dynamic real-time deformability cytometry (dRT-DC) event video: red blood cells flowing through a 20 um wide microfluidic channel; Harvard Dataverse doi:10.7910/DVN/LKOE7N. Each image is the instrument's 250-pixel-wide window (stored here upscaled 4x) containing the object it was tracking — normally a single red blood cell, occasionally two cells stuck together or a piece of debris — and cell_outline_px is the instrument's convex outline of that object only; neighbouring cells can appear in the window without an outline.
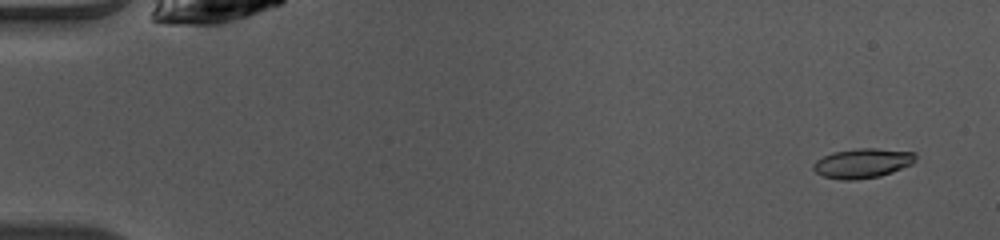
{"species": "common noctule bat (a hibernating species)", "species_latin": "Nyctalus noctula", "temperature_condition": "warm", "stored_images_in_passage": 49, "camera_frame_rate_fps": 3000, "um_per_image_px": 0.085, "animal": {"sex": "female", "body_mass_g": 10.0, "forearm_length_mm": 53.1}, "frame": {"image": 1, "passage_image": 3, "time_ms": 0.667, "image_size_px": [1000, 240], "cell_outline_px": [[916, 160], [912, 164], [892, 172], [880, 176], [856, 180], [840, 180], [824, 176], [816, 172], [812, 168], [812, 164], [816, 160], [832, 152], [856, 148], [876, 148], [916, 152]], "centroid_in_image_um": [73.32, 13.87], "position_along_channel_um": 11.7, "area_um2": 17.8}}
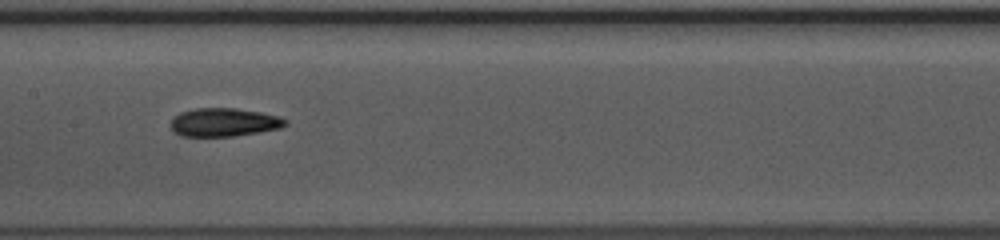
{"frame": {"image": 2, "passage_image": 25, "time_ms": 8.0, "image_size_px": [1000, 240], "cell_outline_px": [[288, 124], [280, 128], [260, 132], [232, 136], [180, 136], [172, 128], [172, 120], [180, 112], [196, 108], [236, 108], [260, 112], [276, 116], [288, 120]], "centroid_in_image_um": [19.07, 10.39], "position_along_channel_um": 188.3, "area_um2": 18.79}}
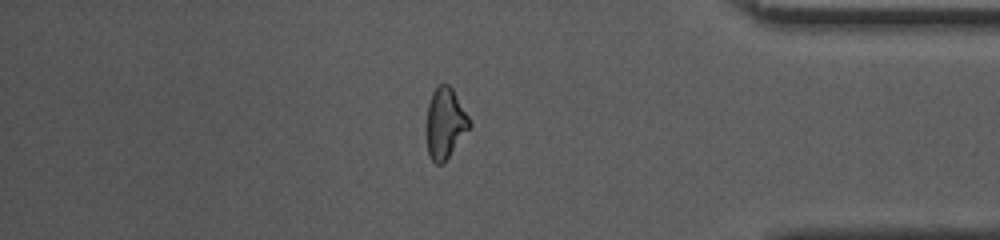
{"frame": {"image": 3, "passage_image": 42, "time_ms": 13.667, "image_size_px": [1000, 240], "cell_outline_px": [[472, 124], [444, 164], [436, 164], [428, 156], [428, 104], [432, 92], [440, 84], [448, 84], [452, 88], [468, 116]], "centroid_in_image_um": [37.85, 10.5], "position_along_channel_um": 397.3, "area_um2": 17.34}, "authors_computed_cell_mechanics": {"area_um2": 18.4382, "velocity_mm_per_s": 4.0994, "shape_relaxation_time_tau1_ms": 3.351, "shape_relaxation_time_tau2_ms": 1.8771, "deformation_change_tau1": 0.1499, "deformation_change_tau2": 0.0794}}